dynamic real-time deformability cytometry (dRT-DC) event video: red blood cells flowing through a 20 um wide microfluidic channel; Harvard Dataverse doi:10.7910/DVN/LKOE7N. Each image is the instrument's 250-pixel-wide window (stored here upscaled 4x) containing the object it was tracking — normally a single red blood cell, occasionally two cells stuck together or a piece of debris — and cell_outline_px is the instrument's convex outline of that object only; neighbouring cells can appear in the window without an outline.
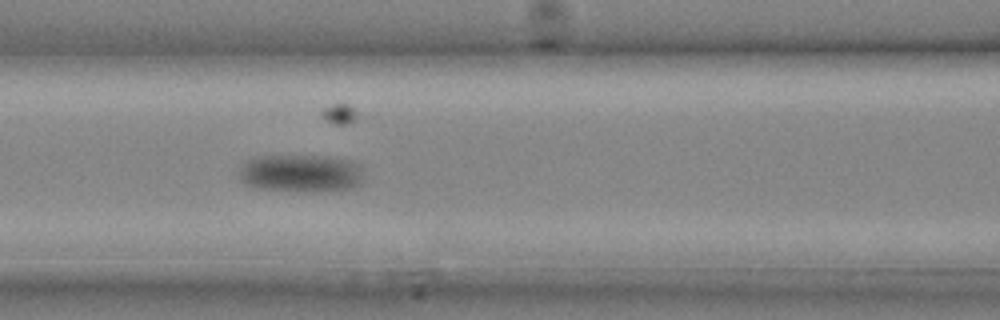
{"species": "common noctule bat (a hibernating species)", "species_latin": "Nyctalus noctula", "temperature_condition": "cold", "stored_images_in_passage": 26, "camera_frame_rate_fps": 3000, "um_per_image_px": 0.085, "animal": {"sex": "male", "body_mass_g": 20.4}, "frame": {"image": 1, "passage_image": 11, "time_ms": 3.333, "image_size_px": [1000, 320], "cell_outline_px": [[360, 184], [352, 188], [328, 192], [316, 192], [260, 188], [244, 184], [240, 180], [240, 164], [244, 160], [252, 156], [328, 156], [352, 160], [360, 164]], "centroid_in_image_um": [25.54, 14.72], "position_along_channel_um": 141.1, "area_um2": 27.74}}
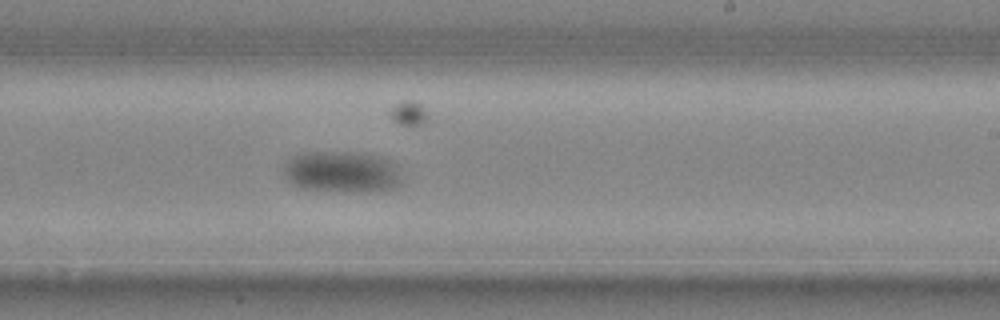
{"frame": {"image": 2, "passage_image": 16, "time_ms": 5.0, "image_size_px": [1000, 320], "cell_outline_px": [[400, 184], [392, 188], [376, 192], [360, 192], [304, 188], [288, 180], [284, 172], [284, 164], [292, 156], [304, 152], [352, 152], [380, 156], [392, 160], [400, 168]], "centroid_in_image_um": [29.12, 14.59], "position_along_channel_um": 259.9, "area_um2": 28.5}}
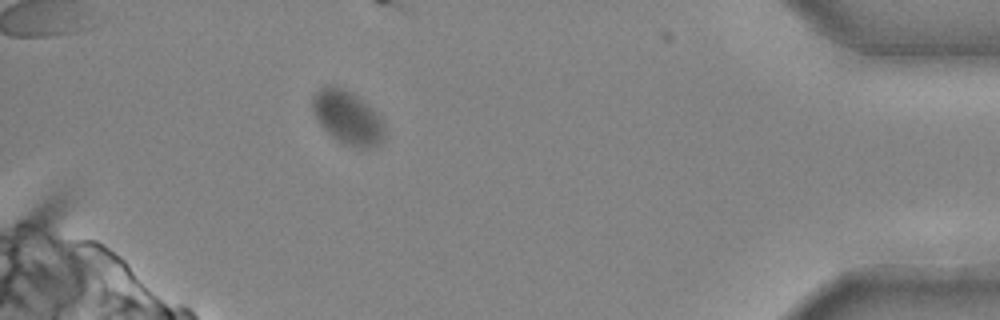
{"frame": {"image": 3, "passage_image": 24, "time_ms": 7.667, "image_size_px": [1000, 320], "cell_outline_px": [[384, 136], [380, 144], [372, 148], [360, 148], [348, 144], [340, 140], [328, 132], [320, 124], [312, 108], [312, 96], [324, 84], [328, 84], [352, 92], [384, 124]], "centroid_in_image_um": [29.51, 9.98], "position_along_channel_um": 405.7, "area_um2": 21.62}}